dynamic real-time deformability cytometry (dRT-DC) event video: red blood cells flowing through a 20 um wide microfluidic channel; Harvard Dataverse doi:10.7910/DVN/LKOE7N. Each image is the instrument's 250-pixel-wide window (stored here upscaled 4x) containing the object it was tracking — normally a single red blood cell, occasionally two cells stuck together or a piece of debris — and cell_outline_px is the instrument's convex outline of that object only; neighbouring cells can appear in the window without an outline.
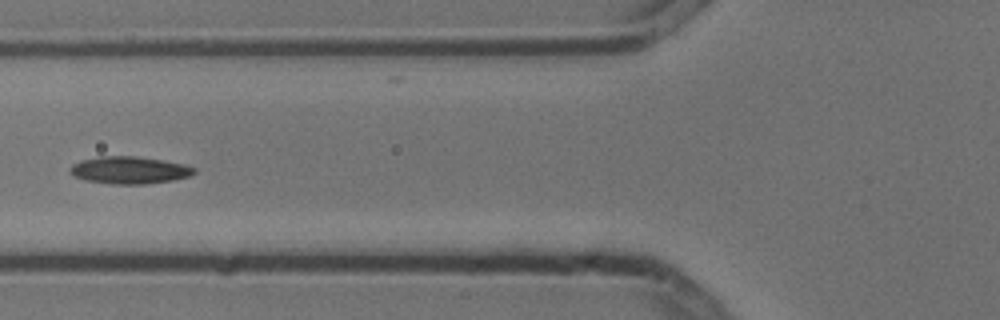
{"species": "common noctule bat (a hibernating species)", "species_latin": "Nyctalus noctula", "temperature_condition": "cold", "stored_images_in_passage": 4, "camera_frame_rate_fps": 3000, "um_per_image_px": 0.085, "animal": {"sex": "male", "body_mass_g": 13.3}, "frame": {"image": 1, "passage_image": 3, "time_ms": 0.667, "image_size_px": [1000, 320], "cell_outline_px": [[196, 172], [188, 176], [172, 180], [144, 184], [112, 184], [84, 180], [72, 176], [68, 168], [72, 164], [80, 160], [100, 156], [136, 156], [184, 164], [196, 168]], "centroid_in_image_um": [10.94, 14.46], "position_along_channel_um": 114.9, "area_um2": 19.77}}
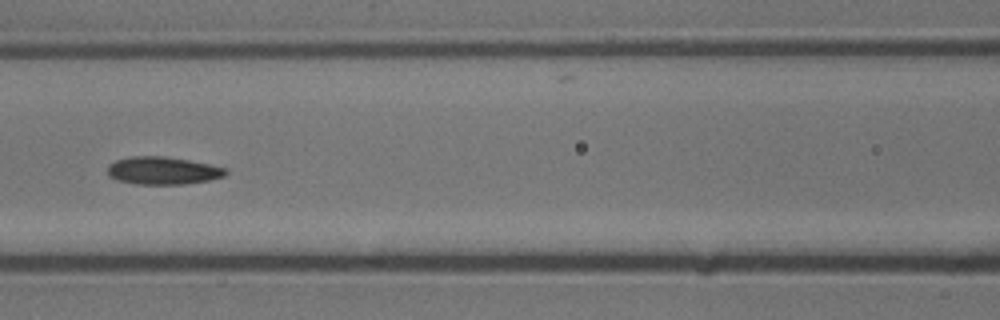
{"frame": {"image": 2, "passage_image": 4, "time_ms": 1.0, "image_size_px": [1000, 320], "cell_outline_px": [[228, 172], [224, 176], [208, 180], [184, 184], [136, 184], [116, 180], [108, 176], [108, 164], [116, 160], [128, 156], [164, 156], [188, 160], [228, 168]], "centroid_in_image_um": [13.81, 14.5], "position_along_channel_um": 152.8, "area_um2": 19.13}}